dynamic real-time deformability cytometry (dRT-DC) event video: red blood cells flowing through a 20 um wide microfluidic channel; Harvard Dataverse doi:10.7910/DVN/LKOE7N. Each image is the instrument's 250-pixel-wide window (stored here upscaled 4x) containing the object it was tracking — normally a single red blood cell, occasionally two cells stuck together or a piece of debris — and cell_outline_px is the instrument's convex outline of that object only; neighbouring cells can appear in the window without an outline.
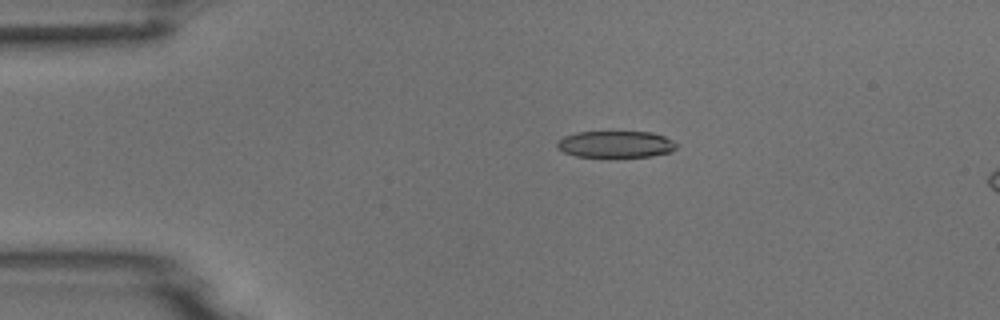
{"species": "common noctule bat (a hibernating species)", "species_latin": "Nyctalus noctula", "temperature_condition": "room temperature", "stored_images_in_passage": 5, "camera_frame_rate_fps": 3000, "um_per_image_px": 0.085, "animal": {"sex": "male", "body_mass_g": 18.8}, "frame": {"image": 1, "passage_image": 3, "time_ms": 0.667, "image_size_px": [1000, 320], "cell_outline_px": [[676, 148], [672, 152], [652, 156], [576, 156], [564, 152], [556, 148], [556, 140], [564, 136], [576, 132], [652, 132], [664, 136], [672, 140], [676, 144]], "centroid_in_image_um": [52.31, 12.25], "position_along_channel_um": 32.7, "area_um2": 18.5}}
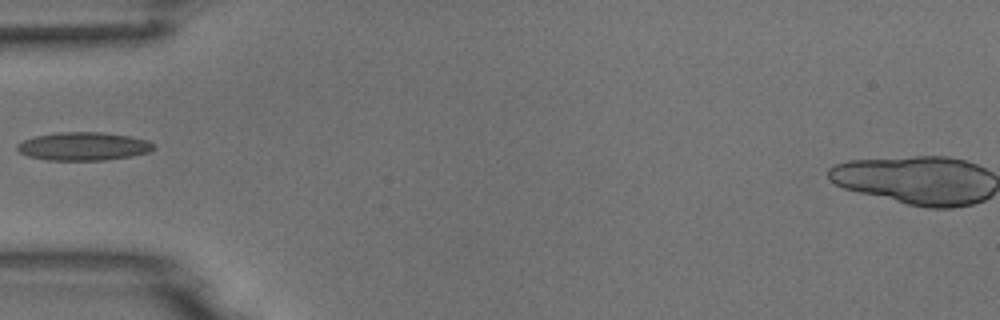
{"frame": {"image": 2, "passage_image": 5, "time_ms": 1.333, "image_size_px": [1000, 320], "cell_outline_px": [[156, 148], [148, 152], [132, 156], [104, 160], [48, 160], [28, 156], [20, 152], [16, 148], [16, 144], [24, 140], [36, 136], [56, 132], [104, 132], [128, 136], [148, 140]], "centroid_in_image_um": [7.09, 12.43], "position_along_channel_um": 77.9, "area_um2": 22.43}}